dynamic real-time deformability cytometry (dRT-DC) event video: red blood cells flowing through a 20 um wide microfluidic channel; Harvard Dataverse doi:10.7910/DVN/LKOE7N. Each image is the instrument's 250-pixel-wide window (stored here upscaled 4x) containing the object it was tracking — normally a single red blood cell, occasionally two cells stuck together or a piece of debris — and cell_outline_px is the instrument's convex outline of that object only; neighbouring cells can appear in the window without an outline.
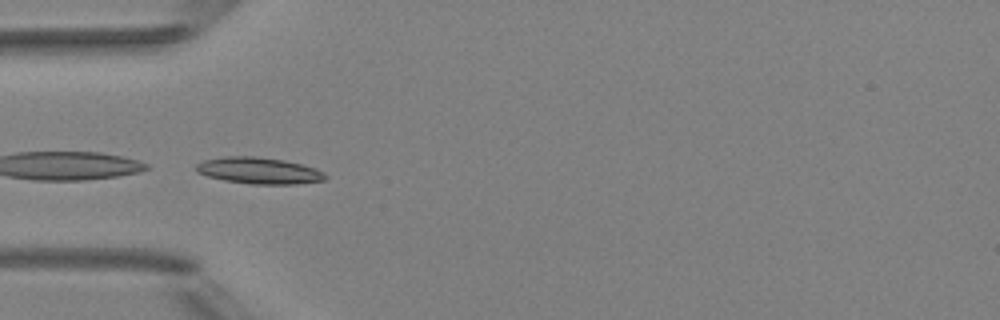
{"species": "Egyptian fruit bat (a non-hibernating species)", "species_latin": "Rousettus aegyptiacus", "temperature_condition": "room temperature", "stored_images_in_passage": 6, "camera_frame_rate_fps": 3000, "um_per_image_px": 0.085, "animal": {"sex": "female"}, "frame": {"image": 1, "passage_image": 4, "time_ms": 3.333, "image_size_px": [1000, 320], "cell_outline_px": [[328, 176], [324, 180], [296, 184], [252, 184], [224, 180], [208, 176], [196, 172], [196, 164], [204, 160], [224, 156], [256, 156], [284, 160], [316, 168], [324, 172]], "centroid_in_image_um": [22.01, 14.5], "position_along_channel_um": 63.0, "area_um2": 19.94}}
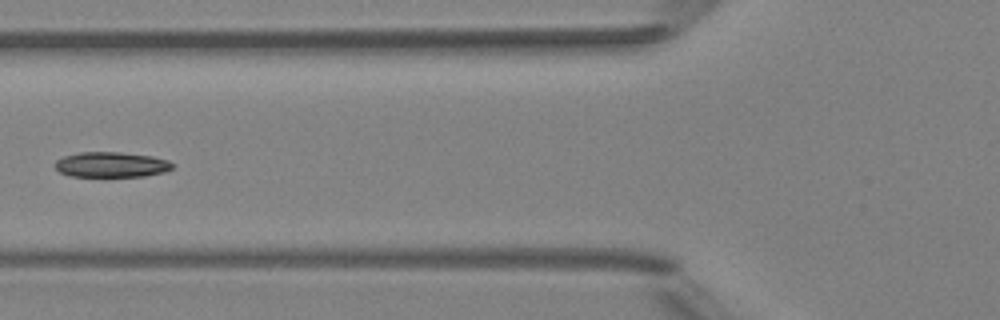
{"frame": {"image": 2, "passage_image": 5, "time_ms": 4.667, "image_size_px": [1000, 320], "cell_outline_px": [[176, 164], [172, 168], [164, 172], [144, 176], [72, 176], [60, 172], [56, 168], [56, 160], [64, 156], [80, 152], [120, 152], [152, 156], [168, 160]], "centroid_in_image_um": [9.5, 13.98], "position_along_channel_um": 116.3, "area_um2": 17.22}}
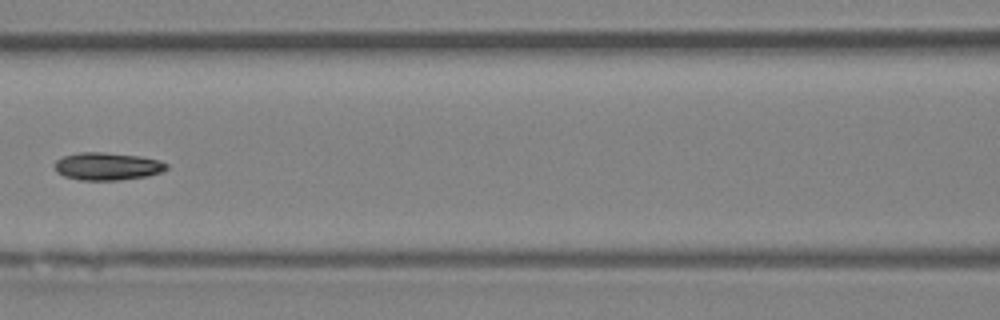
{"frame": {"image": 3, "passage_image": 6, "time_ms": 5.667, "image_size_px": [1000, 320], "cell_outline_px": [[168, 168], [160, 172], [148, 176], [120, 180], [80, 180], [64, 176], [56, 172], [52, 164], [56, 160], [64, 156], [80, 152], [104, 152], [140, 156], [160, 160], [168, 164]], "centroid_in_image_um": [9.1, 14.13], "position_along_channel_um": 157.5, "area_um2": 18.21}}